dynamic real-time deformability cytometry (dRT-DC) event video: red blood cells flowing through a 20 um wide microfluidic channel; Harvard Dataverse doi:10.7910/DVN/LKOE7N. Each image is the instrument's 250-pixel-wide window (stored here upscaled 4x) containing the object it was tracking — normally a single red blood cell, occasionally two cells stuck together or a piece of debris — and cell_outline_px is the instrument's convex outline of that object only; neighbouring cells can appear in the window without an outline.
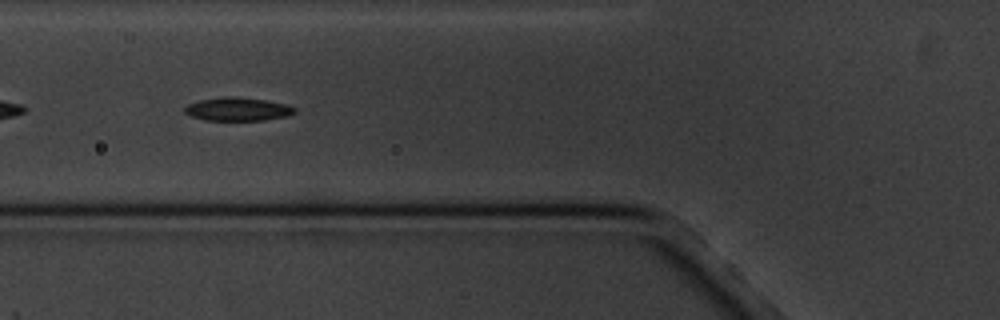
{"species": "common noctule bat (a hibernating species)", "species_latin": "Nyctalus noctula", "temperature_condition": "cold", "stored_images_in_passage": 9, "camera_frame_rate_fps": 3000, "um_per_image_px": 0.085, "animal": {"sex": "male", "body_mass_g": 20.1, "forearm_length_mm": 53.5}, "frame": {"image": 1, "passage_image": 6, "time_ms": 5.667, "image_size_px": [1000, 320], "cell_outline_px": [[296, 112], [288, 116], [264, 120], [204, 120], [192, 116], [184, 112], [184, 108], [188, 104], [200, 100], [224, 96], [232, 96], [264, 100], [288, 104], [296, 108]], "centroid_in_image_um": [20.23, 9.28], "position_along_channel_um": 105.6, "area_um2": 14.97}}
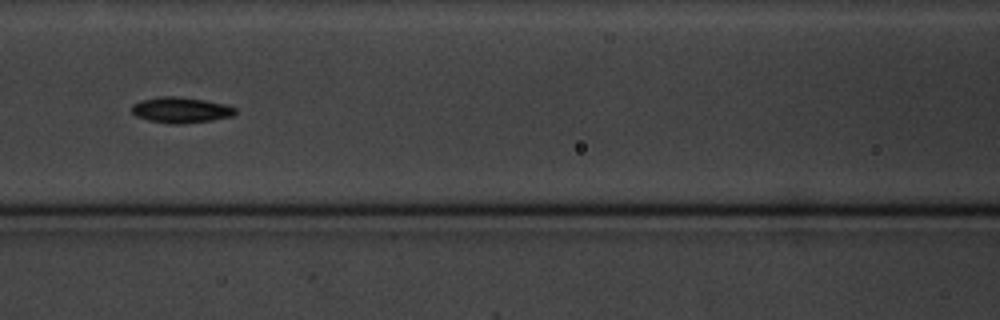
{"frame": {"image": 2, "passage_image": 7, "time_ms": 7.0, "image_size_px": [1000, 320], "cell_outline_px": [[236, 112], [232, 116], [212, 120], [184, 124], [168, 124], [148, 120], [136, 116], [132, 112], [132, 104], [140, 100], [160, 96], [176, 96], [204, 100], [224, 104], [236, 108]], "centroid_in_image_um": [15.34, 9.35], "position_along_channel_um": 151.3, "area_um2": 15.61}}
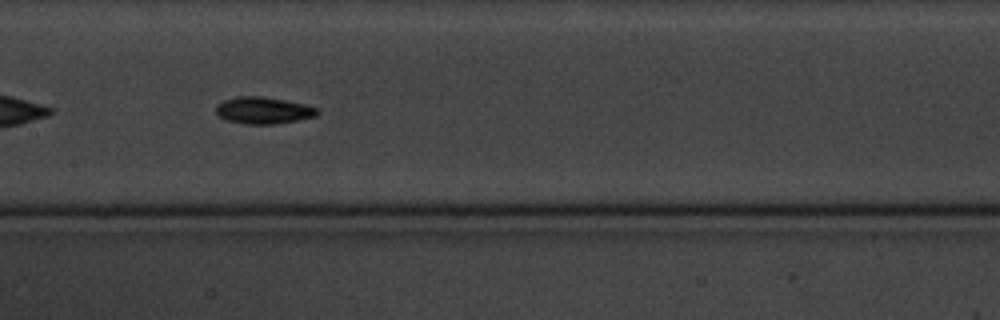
{"frame": {"image": 3, "passage_image": 8, "time_ms": 8.0, "image_size_px": [1000, 320], "cell_outline_px": [[320, 112], [316, 116], [296, 120], [272, 124], [244, 124], [228, 120], [220, 116], [216, 112], [216, 104], [224, 100], [236, 96], [260, 96], [284, 100], [304, 104], [316, 108]], "centroid_in_image_um": [22.36, 9.38], "position_along_channel_um": 185.0, "area_um2": 15.66}}